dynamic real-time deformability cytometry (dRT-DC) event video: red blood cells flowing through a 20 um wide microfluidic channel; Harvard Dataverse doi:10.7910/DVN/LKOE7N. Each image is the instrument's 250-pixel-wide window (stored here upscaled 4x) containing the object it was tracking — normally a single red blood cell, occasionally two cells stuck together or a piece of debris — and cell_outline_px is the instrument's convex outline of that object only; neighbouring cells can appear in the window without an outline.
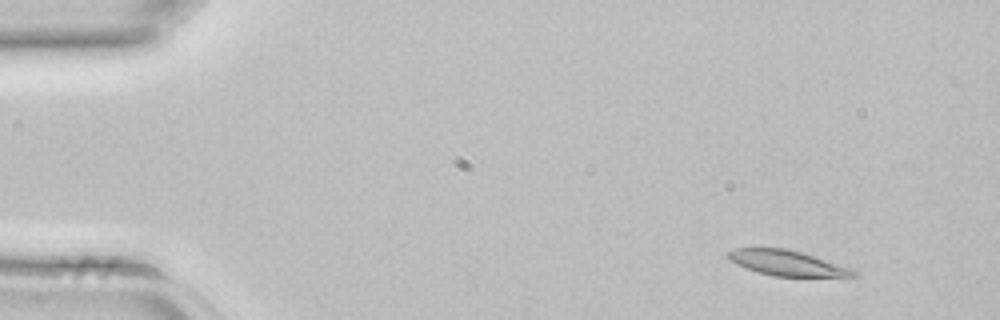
{"species": "common noctule bat (a hibernating species)", "species_latin": "Nyctalus noctula", "temperature_condition": "room temperature", "stored_images_in_passage": 3, "camera_frame_rate_fps": 3000, "um_per_image_px": 0.085, "animal": {"sex": "female", "body_mass_g": 22.7, "forearm_length_mm": 54.2}, "frame": {"image": 1, "passage_image": 1, "time_ms": 0.0, "image_size_px": [1000, 320], "cell_outline_px": [[860, 276], [848, 280], [772, 276], [756, 272], [736, 264], [728, 260], [724, 256], [724, 252], [736, 248], [784, 248], [800, 252], [856, 268], [860, 272]], "centroid_in_image_um": [67.12, 22.43], "position_along_channel_um": 17.9, "area_um2": 20.17}}